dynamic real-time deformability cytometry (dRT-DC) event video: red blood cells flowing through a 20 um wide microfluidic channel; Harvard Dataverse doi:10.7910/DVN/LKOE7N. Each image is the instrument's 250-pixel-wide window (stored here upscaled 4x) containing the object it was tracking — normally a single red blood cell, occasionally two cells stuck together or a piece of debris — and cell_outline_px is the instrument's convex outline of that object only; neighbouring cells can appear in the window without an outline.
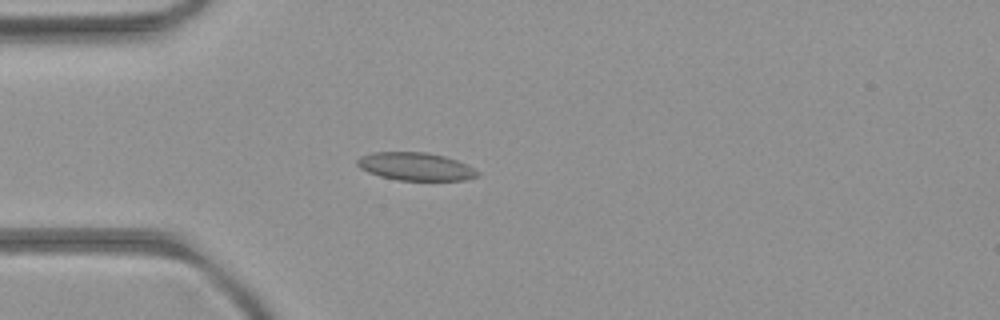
{"species": "common noctule bat (a hibernating species)", "species_latin": "Nyctalus noctula", "temperature_condition": "room temperature", "stored_images_in_passage": 4, "camera_frame_rate_fps": 3000, "um_per_image_px": 0.085, "animal": {"sex": "female", "body_mass_g": 21.9}, "frame": {"image": 1, "passage_image": 4, "time_ms": 3.333, "image_size_px": [1000, 320], "cell_outline_px": [[480, 176], [464, 180], [396, 180], [380, 176], [368, 172], [360, 168], [356, 164], [356, 160], [360, 156], [372, 152], [428, 152], [444, 156], [456, 160], [480, 172]], "centroid_in_image_um": [35.3, 14.15], "position_along_channel_um": 49.7, "area_um2": 19.59}}